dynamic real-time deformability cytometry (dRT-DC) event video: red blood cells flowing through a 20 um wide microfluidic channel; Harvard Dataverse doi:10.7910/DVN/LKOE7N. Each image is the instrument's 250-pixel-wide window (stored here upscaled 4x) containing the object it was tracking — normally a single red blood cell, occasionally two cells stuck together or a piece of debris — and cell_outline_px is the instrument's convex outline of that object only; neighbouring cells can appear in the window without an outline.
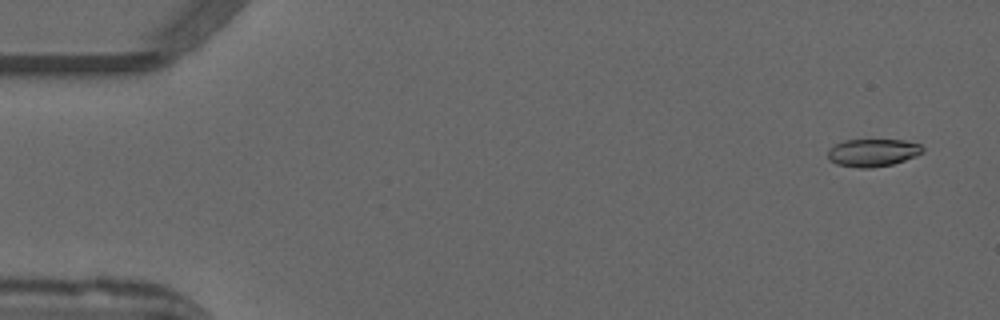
{"species": "common noctule bat (a hibernating species)", "species_latin": "Nyctalus noctula", "temperature_condition": "warm", "stored_images_in_passage": 16, "camera_frame_rate_fps": 3000, "um_per_image_px": 0.085, "animal": {"sex": "male", "forearm_length_mm": 52.5}, "frame": {"image": 1, "passage_image": 3, "time_ms": 0.667, "image_size_px": [1000, 320], "cell_outline_px": [[924, 152], [916, 156], [892, 164], [872, 168], [860, 168], [836, 164], [828, 160], [828, 148], [844, 140], [904, 140], [920, 144], [924, 148]], "centroid_in_image_um": [74.18, 12.97], "position_along_channel_um": 10.8, "area_um2": 15.37}}